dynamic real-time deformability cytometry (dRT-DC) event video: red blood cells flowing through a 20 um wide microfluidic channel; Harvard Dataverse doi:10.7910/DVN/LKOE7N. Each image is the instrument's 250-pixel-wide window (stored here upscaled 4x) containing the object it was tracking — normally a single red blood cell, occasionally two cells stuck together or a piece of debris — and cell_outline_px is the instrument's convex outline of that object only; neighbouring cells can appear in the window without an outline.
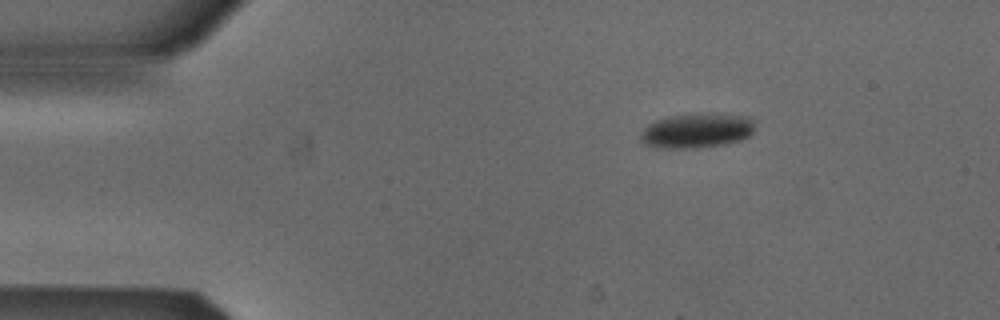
{"species": "Egyptian fruit bat (a non-hibernating species)", "species_latin": "Rousettus aegyptiacus", "temperature_condition": "cold", "stored_images_in_passage": 46, "camera_frame_rate_fps": 3000, "um_per_image_px": 0.085, "animal": {"sex": "male"}, "frame": {"image": 1, "passage_image": 1, "time_ms": 0.0, "image_size_px": [1000, 320], "cell_outline_px": [[752, 132], [748, 136], [740, 140], [724, 144], [696, 148], [656, 148], [644, 144], [640, 140], [640, 132], [648, 124], [656, 120], [672, 116], [704, 112], [748, 116], [752, 120]], "centroid_in_image_um": [59.18, 11.1], "position_along_channel_um": 25.8, "area_um2": 23.24}}
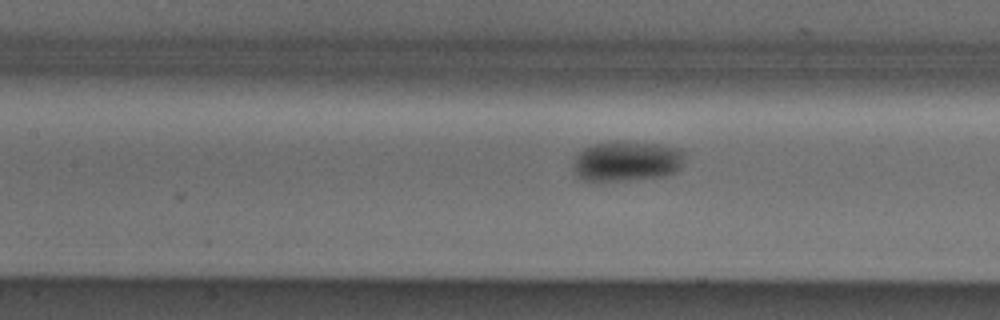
{"frame": {"image": 2, "passage_image": 16, "time_ms": 5.0, "image_size_px": [1000, 320], "cell_outline_px": [[684, 156], [680, 168], [676, 172], [660, 176], [600, 184], [584, 180], [572, 168], [576, 152], [592, 144], [616, 140], [620, 140], [660, 144], [680, 148], [684, 152]], "centroid_in_image_um": [53.22, 13.7], "position_along_channel_um": 154.2, "area_um2": 26.99}}
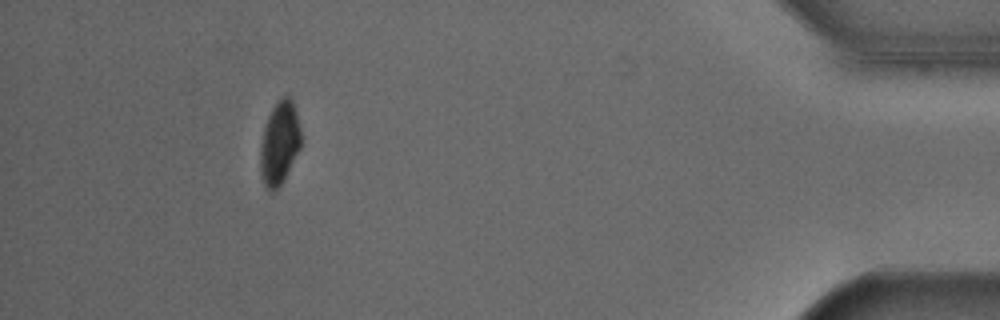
{"frame": {"image": 3, "passage_image": 41, "time_ms": 13.333, "image_size_px": [1000, 320], "cell_outline_px": [[300, 148], [284, 180], [272, 192], [268, 192], [264, 184], [260, 172], [260, 148], [264, 128], [268, 116], [272, 108], [284, 96], [288, 96], [292, 100], [296, 112], [300, 128]], "centroid_in_image_um": [23.74, 12.19], "position_along_channel_um": 411.5, "area_um2": 19.48}, "authors_computed_cell_mechanics": {"area_um2": 24.2182, "velocity_mm_per_s": 3.8574, "shape_relaxation_time_tau1_ms": 6.4962, "shape_relaxation_time_tau2_ms": null, "deformation_change_tau1": 0.1004, "deformation_change_tau2": null}}